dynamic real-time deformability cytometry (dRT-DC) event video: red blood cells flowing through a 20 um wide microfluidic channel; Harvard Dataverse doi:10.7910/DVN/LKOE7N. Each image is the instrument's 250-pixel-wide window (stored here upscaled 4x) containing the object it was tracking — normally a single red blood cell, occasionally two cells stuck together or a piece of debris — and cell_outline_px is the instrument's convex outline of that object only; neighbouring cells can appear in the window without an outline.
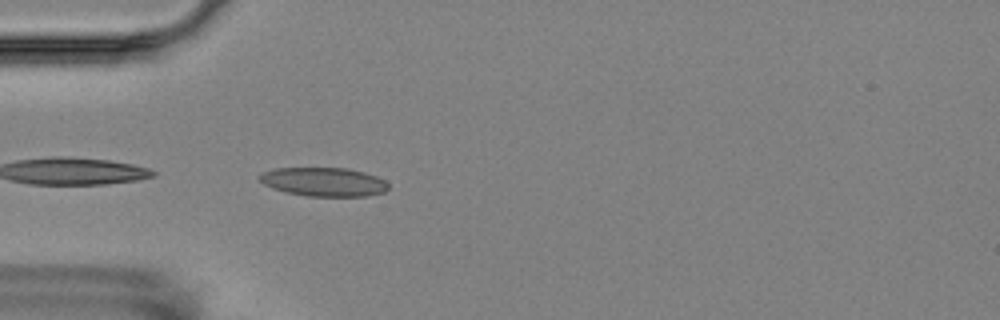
{"species": "Egyptian fruit bat (a non-hibernating species)", "species_latin": "Rousettus aegyptiacus", "temperature_condition": "room temperature", "stored_images_in_passage": 5, "camera_frame_rate_fps": 3000, "um_per_image_px": 0.085, "animal": {"sex": "female"}, "frame": {"image": 1, "passage_image": 5, "time_ms": 4.333, "image_size_px": [1000, 320], "cell_outline_px": [[388, 188], [384, 192], [368, 196], [308, 196], [288, 192], [272, 188], [264, 184], [256, 176], [264, 172], [276, 168], [348, 168], [364, 172], [376, 176], [384, 180], [388, 184]], "centroid_in_image_um": [27.53, 15.45], "position_along_channel_um": 57.5, "area_um2": 21.56}}